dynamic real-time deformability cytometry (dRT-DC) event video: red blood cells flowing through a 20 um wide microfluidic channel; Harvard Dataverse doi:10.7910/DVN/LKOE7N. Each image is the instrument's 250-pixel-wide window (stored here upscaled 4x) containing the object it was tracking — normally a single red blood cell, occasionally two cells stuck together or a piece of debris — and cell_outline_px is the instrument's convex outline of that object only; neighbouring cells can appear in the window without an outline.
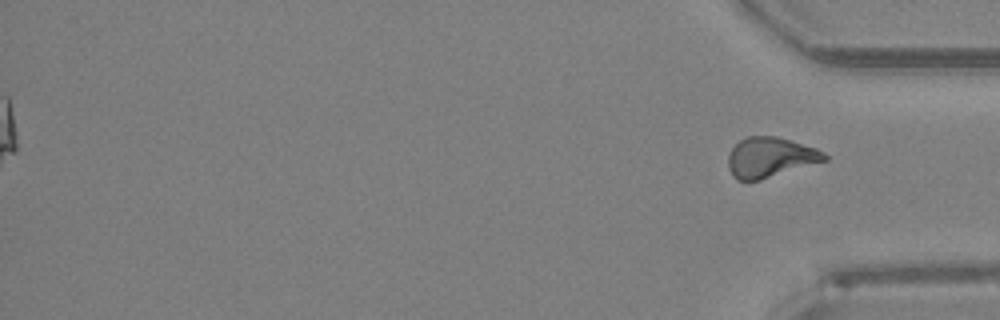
{"species": "Egyptian fruit bat (a non-hibernating species)", "species_latin": "Rousettus aegyptiacus", "temperature_condition": "room temperature", "stored_images_in_passage": 44, "segment_of_instrument_passage": [2, 2], "camera_frame_rate_fps": 3000, "um_per_image_px": 0.085, "animal": {"sex": "female"}, "frame": {"image": 1, "passage_image": 44, "time_ms": 14.333, "image_size_px": [1000, 320], "cell_outline_px": [[828, 160], [760, 180], [736, 180], [732, 176], [728, 168], [728, 156], [732, 148], [740, 140], [748, 136], [776, 136], [816, 148], [824, 152], [828, 156]], "centroid_in_image_um": [65.46, 13.38], "position_along_channel_um": 369.7, "area_um2": 22.48}}